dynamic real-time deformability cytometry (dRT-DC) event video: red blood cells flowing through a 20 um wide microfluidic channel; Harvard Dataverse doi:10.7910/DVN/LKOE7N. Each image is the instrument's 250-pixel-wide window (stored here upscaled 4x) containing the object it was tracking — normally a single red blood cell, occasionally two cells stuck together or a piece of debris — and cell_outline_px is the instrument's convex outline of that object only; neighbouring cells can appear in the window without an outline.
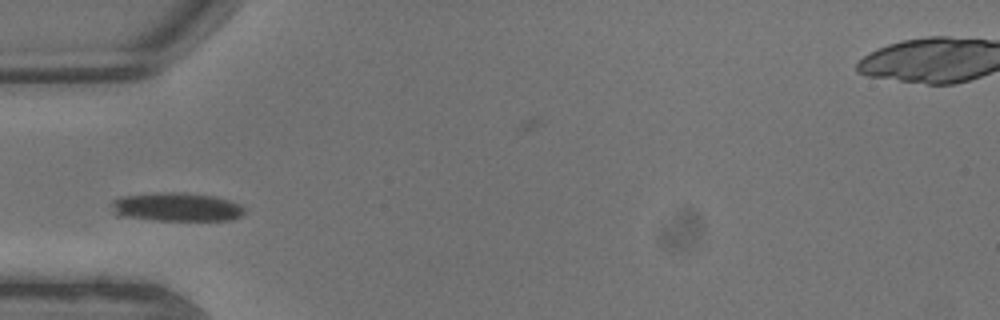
{"species": "common noctule bat (a hibernating species)", "species_latin": "Nyctalus noctula", "temperature_condition": "warm", "stored_images_in_passage": 6, "camera_frame_rate_fps": 3000, "um_per_image_px": 0.085, "animal": {"sex": "male", "body_mass_g": 13.3}, "frame": {"image": 1, "passage_image": 4, "time_ms": 1.0, "image_size_px": [1000, 320], "cell_outline_px": [[244, 212], [240, 216], [232, 220], [156, 220], [116, 216], [112, 212], [108, 204], [112, 200], [120, 196], [152, 192], [184, 192], [216, 196], [228, 200], [244, 208]], "centroid_in_image_um": [14.89, 17.58], "position_along_channel_um": 70.1, "area_um2": 22.66}}
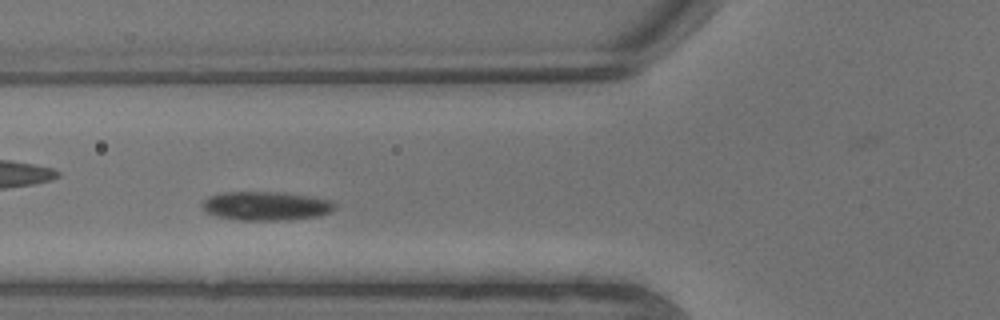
{"frame": {"image": 2, "passage_image": 5, "time_ms": 1.333, "image_size_px": [1000, 320], "cell_outline_px": [[336, 208], [332, 212], [320, 216], [284, 220], [240, 220], [216, 216], [204, 212], [200, 204], [208, 196], [220, 192], [280, 192], [308, 196], [332, 200], [336, 204]], "centroid_in_image_um": [22.6, 17.5], "position_along_channel_um": 103.2, "area_um2": 22.6}}